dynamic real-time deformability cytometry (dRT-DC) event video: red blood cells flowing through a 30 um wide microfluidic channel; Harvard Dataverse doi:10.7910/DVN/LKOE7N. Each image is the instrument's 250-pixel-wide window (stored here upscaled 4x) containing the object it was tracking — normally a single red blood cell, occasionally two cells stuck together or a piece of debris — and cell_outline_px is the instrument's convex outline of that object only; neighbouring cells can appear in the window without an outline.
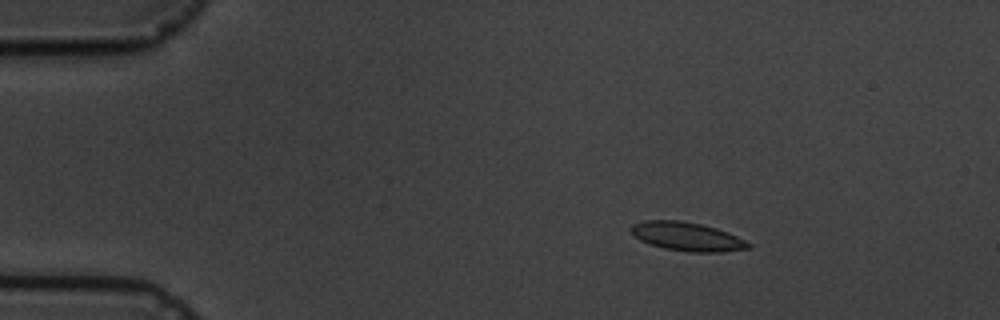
{"species": "common noctule bat (a hibernating species)", "species_latin": "Nyctalus noctula", "temperature_condition": "cold", "stored_images_in_passage": 9, "camera_frame_rate_fps": 3000, "um_per_image_px": 0.085, "animal": {"sex": "male", "body_mass_g": 19.5, "forearm_length_mm": 54.6}, "frame": {"image": 1, "passage_image": 3, "time_ms": 2.333, "image_size_px": [1000, 320], "cell_outline_px": [[752, 248], [720, 252], [688, 252], [664, 248], [648, 244], [640, 240], [632, 232], [632, 224], [644, 220], [680, 220], [700, 224], [716, 228], [728, 232], [752, 244]], "centroid_in_image_um": [58.42, 20.11], "position_along_channel_um": 26.6, "area_um2": 19.59}}
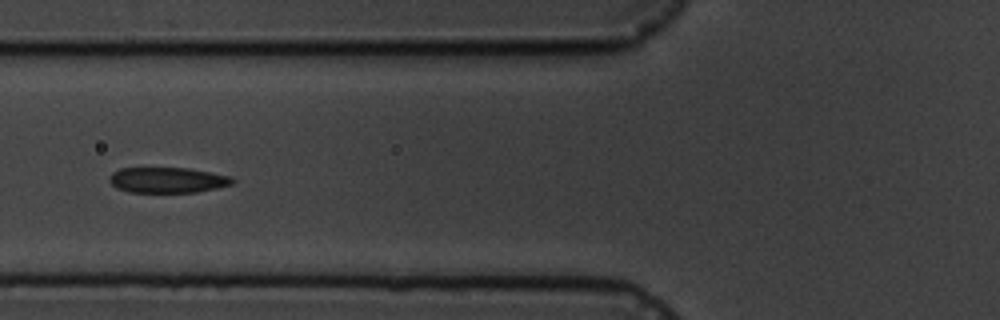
{"frame": {"image": 2, "passage_image": 7, "time_ms": 6.667, "image_size_px": [1000, 320], "cell_outline_px": [[236, 180], [232, 184], [216, 188], [196, 192], [128, 192], [116, 188], [108, 180], [108, 176], [112, 172], [120, 168], [188, 168], [232, 176]], "centroid_in_image_um": [14.22, 15.3], "position_along_channel_um": 111.6, "area_um2": 18.44}}
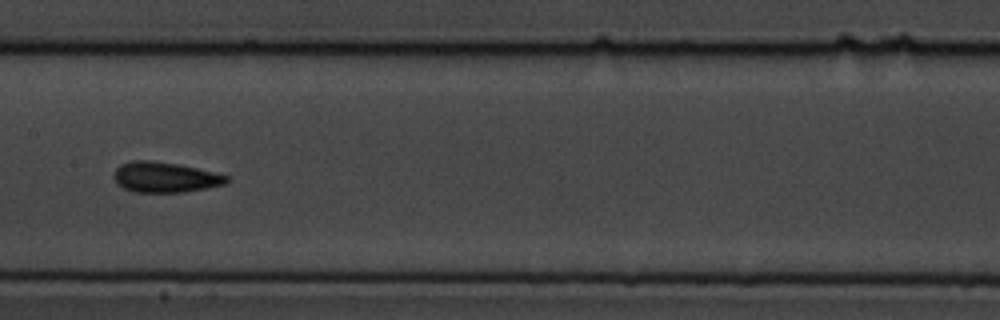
{"frame": {"image": 3, "passage_image": 9, "time_ms": 9.0, "image_size_px": [1000, 320], "cell_outline_px": [[228, 180], [224, 184], [184, 192], [136, 192], [124, 188], [116, 184], [112, 176], [116, 168], [120, 164], [132, 160], [152, 160], [176, 164], [196, 168], [228, 176]], "centroid_in_image_um": [13.94, 15.06], "position_along_channel_um": 193.5, "area_um2": 19.83}}